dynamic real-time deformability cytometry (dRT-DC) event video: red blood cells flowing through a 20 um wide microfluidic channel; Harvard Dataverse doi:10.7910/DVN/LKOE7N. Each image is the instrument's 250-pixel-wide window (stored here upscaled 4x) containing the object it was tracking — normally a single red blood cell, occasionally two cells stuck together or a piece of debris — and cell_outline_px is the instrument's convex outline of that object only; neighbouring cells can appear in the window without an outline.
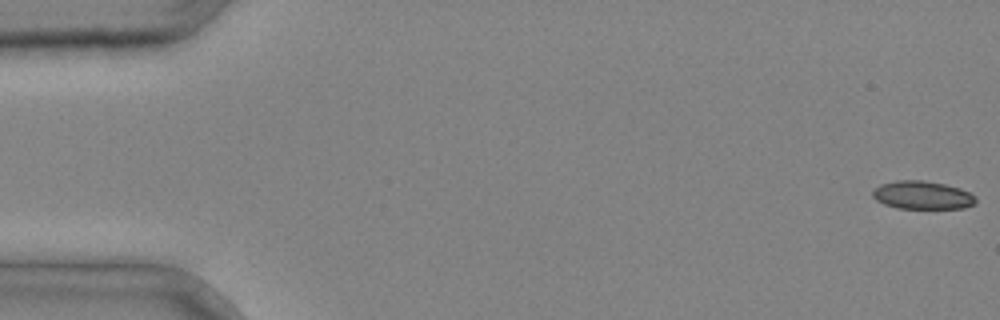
{"species": "common noctule bat (a hibernating species)", "species_latin": "Nyctalus noctula", "temperature_condition": "cold", "stored_images_in_passage": 3, "camera_frame_rate_fps": 3000, "um_per_image_px": 0.085, "animal": {"sex": "male", "body_mass_g": 20.4}, "frame": {"image": 1, "passage_image": 1, "time_ms": 0.0, "image_size_px": [1000, 320], "cell_outline_px": [[976, 204], [964, 208], [896, 208], [884, 204], [876, 200], [872, 196], [872, 192], [880, 184], [896, 180], [924, 180], [944, 184], [960, 188], [976, 196]], "centroid_in_image_um": [78.41, 16.58], "position_along_channel_um": 6.6, "area_um2": 16.99}}
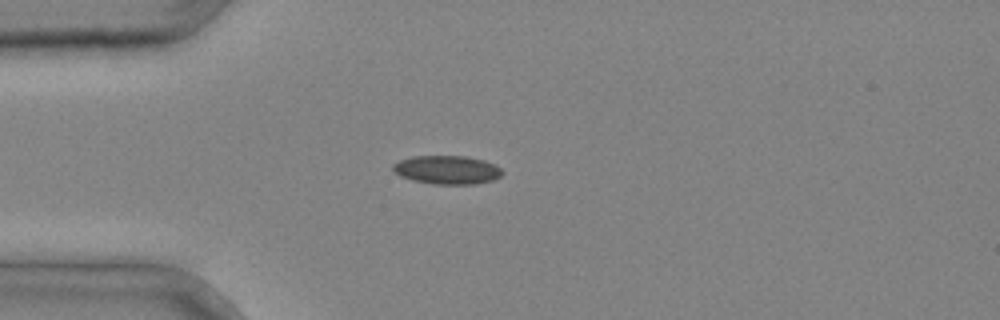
{"frame": {"image": 2, "passage_image": 3, "time_ms": 0.667, "image_size_px": [1000, 320], "cell_outline_px": [[504, 172], [500, 176], [492, 180], [476, 184], [432, 184], [412, 180], [400, 176], [392, 168], [392, 164], [400, 160], [412, 156], [464, 156], [484, 160], [496, 164]], "centroid_in_image_um": [38.01, 14.43], "position_along_channel_um": 47.0, "area_um2": 18.26}}